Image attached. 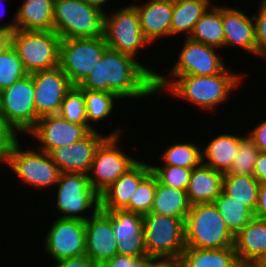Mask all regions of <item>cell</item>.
<instances>
[{
    "label": "cell",
    "instance_id": "cell-1",
    "mask_svg": "<svg viewBox=\"0 0 266 267\" xmlns=\"http://www.w3.org/2000/svg\"><path fill=\"white\" fill-rule=\"evenodd\" d=\"M145 64L131 55L108 48L78 86L82 90L113 93L123 100L151 98L156 96L155 75L158 72Z\"/></svg>",
    "mask_w": 266,
    "mask_h": 267
},
{
    "label": "cell",
    "instance_id": "cell-2",
    "mask_svg": "<svg viewBox=\"0 0 266 267\" xmlns=\"http://www.w3.org/2000/svg\"><path fill=\"white\" fill-rule=\"evenodd\" d=\"M229 66L220 74L215 75H181L165 76L163 73L155 75V92L164 97V90L181 100L187 101L198 109L214 112L220 104L232 98L231 94L239 90L244 73H234ZM231 68V69H230ZM173 80H172V79ZM166 88V89H165ZM164 89V90H163ZM236 89V90H235ZM163 91V94L160 91ZM159 92V93H157Z\"/></svg>",
    "mask_w": 266,
    "mask_h": 267
},
{
    "label": "cell",
    "instance_id": "cell-3",
    "mask_svg": "<svg viewBox=\"0 0 266 267\" xmlns=\"http://www.w3.org/2000/svg\"><path fill=\"white\" fill-rule=\"evenodd\" d=\"M184 231L186 247L222 249L234 246V235L214 203L191 205Z\"/></svg>",
    "mask_w": 266,
    "mask_h": 267
},
{
    "label": "cell",
    "instance_id": "cell-4",
    "mask_svg": "<svg viewBox=\"0 0 266 267\" xmlns=\"http://www.w3.org/2000/svg\"><path fill=\"white\" fill-rule=\"evenodd\" d=\"M104 14L83 0H54L53 30L61 39L103 37Z\"/></svg>",
    "mask_w": 266,
    "mask_h": 267
},
{
    "label": "cell",
    "instance_id": "cell-5",
    "mask_svg": "<svg viewBox=\"0 0 266 267\" xmlns=\"http://www.w3.org/2000/svg\"><path fill=\"white\" fill-rule=\"evenodd\" d=\"M55 187V213H61L57 218L85 222L100 208V196L91 186L88 175L60 173Z\"/></svg>",
    "mask_w": 266,
    "mask_h": 267
},
{
    "label": "cell",
    "instance_id": "cell-6",
    "mask_svg": "<svg viewBox=\"0 0 266 267\" xmlns=\"http://www.w3.org/2000/svg\"><path fill=\"white\" fill-rule=\"evenodd\" d=\"M22 147L19 139L8 154L5 166L11 168L13 175H17L23 186L27 184L30 188L40 191L47 188L50 190L51 187L52 190L61 173L58 166L48 153L36 149L37 147Z\"/></svg>",
    "mask_w": 266,
    "mask_h": 267
},
{
    "label": "cell",
    "instance_id": "cell-7",
    "mask_svg": "<svg viewBox=\"0 0 266 267\" xmlns=\"http://www.w3.org/2000/svg\"><path fill=\"white\" fill-rule=\"evenodd\" d=\"M60 36L53 31L15 29L12 46L28 74L59 66Z\"/></svg>",
    "mask_w": 266,
    "mask_h": 267
},
{
    "label": "cell",
    "instance_id": "cell-8",
    "mask_svg": "<svg viewBox=\"0 0 266 267\" xmlns=\"http://www.w3.org/2000/svg\"><path fill=\"white\" fill-rule=\"evenodd\" d=\"M107 13L104 14L103 37L108 47L138 59L140 50L150 47V43L142 33L135 7L132 4L124 5Z\"/></svg>",
    "mask_w": 266,
    "mask_h": 267
},
{
    "label": "cell",
    "instance_id": "cell-9",
    "mask_svg": "<svg viewBox=\"0 0 266 267\" xmlns=\"http://www.w3.org/2000/svg\"><path fill=\"white\" fill-rule=\"evenodd\" d=\"M104 37L60 40L59 67L73 86H78L95 68L108 49Z\"/></svg>",
    "mask_w": 266,
    "mask_h": 267
},
{
    "label": "cell",
    "instance_id": "cell-10",
    "mask_svg": "<svg viewBox=\"0 0 266 267\" xmlns=\"http://www.w3.org/2000/svg\"><path fill=\"white\" fill-rule=\"evenodd\" d=\"M147 257H180L185 245L184 221L181 218L148 213L143 215Z\"/></svg>",
    "mask_w": 266,
    "mask_h": 267
},
{
    "label": "cell",
    "instance_id": "cell-11",
    "mask_svg": "<svg viewBox=\"0 0 266 267\" xmlns=\"http://www.w3.org/2000/svg\"><path fill=\"white\" fill-rule=\"evenodd\" d=\"M123 136H108L95 153L88 179L99 195L139 161L138 157L135 159L132 154L126 153V149H122Z\"/></svg>",
    "mask_w": 266,
    "mask_h": 267
},
{
    "label": "cell",
    "instance_id": "cell-12",
    "mask_svg": "<svg viewBox=\"0 0 266 267\" xmlns=\"http://www.w3.org/2000/svg\"><path fill=\"white\" fill-rule=\"evenodd\" d=\"M34 97L31 74L0 91V113L18 135H26L37 122Z\"/></svg>",
    "mask_w": 266,
    "mask_h": 267
},
{
    "label": "cell",
    "instance_id": "cell-13",
    "mask_svg": "<svg viewBox=\"0 0 266 267\" xmlns=\"http://www.w3.org/2000/svg\"><path fill=\"white\" fill-rule=\"evenodd\" d=\"M111 130L109 134L101 130L90 131L74 144L53 149L49 155L61 173H82L88 175L95 153L108 136L124 135V128ZM103 133V134H102Z\"/></svg>",
    "mask_w": 266,
    "mask_h": 267
},
{
    "label": "cell",
    "instance_id": "cell-14",
    "mask_svg": "<svg viewBox=\"0 0 266 267\" xmlns=\"http://www.w3.org/2000/svg\"><path fill=\"white\" fill-rule=\"evenodd\" d=\"M47 233L43 234V251L50 255L51 262L84 255L86 252L85 222L57 218L52 220Z\"/></svg>",
    "mask_w": 266,
    "mask_h": 267
},
{
    "label": "cell",
    "instance_id": "cell-15",
    "mask_svg": "<svg viewBox=\"0 0 266 267\" xmlns=\"http://www.w3.org/2000/svg\"><path fill=\"white\" fill-rule=\"evenodd\" d=\"M178 53L177 61L170 68L168 76L181 75H215L222 73L227 67L218 53V48L184 38Z\"/></svg>",
    "mask_w": 266,
    "mask_h": 267
},
{
    "label": "cell",
    "instance_id": "cell-16",
    "mask_svg": "<svg viewBox=\"0 0 266 267\" xmlns=\"http://www.w3.org/2000/svg\"><path fill=\"white\" fill-rule=\"evenodd\" d=\"M90 131L88 125L71 123L55 114L39 118L26 135L36 139V143L31 144L38 146V150L49 154L55 148L83 139Z\"/></svg>",
    "mask_w": 266,
    "mask_h": 267
},
{
    "label": "cell",
    "instance_id": "cell-17",
    "mask_svg": "<svg viewBox=\"0 0 266 267\" xmlns=\"http://www.w3.org/2000/svg\"><path fill=\"white\" fill-rule=\"evenodd\" d=\"M37 120L59 113L66 92L73 86L63 70L55 68L32 73Z\"/></svg>",
    "mask_w": 266,
    "mask_h": 267
},
{
    "label": "cell",
    "instance_id": "cell-18",
    "mask_svg": "<svg viewBox=\"0 0 266 267\" xmlns=\"http://www.w3.org/2000/svg\"><path fill=\"white\" fill-rule=\"evenodd\" d=\"M85 254L97 267L118 255V243L112 227V214L100 208L85 221Z\"/></svg>",
    "mask_w": 266,
    "mask_h": 267
},
{
    "label": "cell",
    "instance_id": "cell-19",
    "mask_svg": "<svg viewBox=\"0 0 266 267\" xmlns=\"http://www.w3.org/2000/svg\"><path fill=\"white\" fill-rule=\"evenodd\" d=\"M118 243V255L134 259L147 257L144 242L143 216L125 209L109 211Z\"/></svg>",
    "mask_w": 266,
    "mask_h": 267
},
{
    "label": "cell",
    "instance_id": "cell-20",
    "mask_svg": "<svg viewBox=\"0 0 266 267\" xmlns=\"http://www.w3.org/2000/svg\"><path fill=\"white\" fill-rule=\"evenodd\" d=\"M139 16L140 27L145 39L154 44L165 37L171 38L173 0H147L131 3Z\"/></svg>",
    "mask_w": 266,
    "mask_h": 267
},
{
    "label": "cell",
    "instance_id": "cell-21",
    "mask_svg": "<svg viewBox=\"0 0 266 267\" xmlns=\"http://www.w3.org/2000/svg\"><path fill=\"white\" fill-rule=\"evenodd\" d=\"M222 5V25L224 31V49L241 48L256 55L255 25L253 17L242 9Z\"/></svg>",
    "mask_w": 266,
    "mask_h": 267
},
{
    "label": "cell",
    "instance_id": "cell-22",
    "mask_svg": "<svg viewBox=\"0 0 266 267\" xmlns=\"http://www.w3.org/2000/svg\"><path fill=\"white\" fill-rule=\"evenodd\" d=\"M142 160L139 159L131 169L121 175L99 195L101 210L124 209L130 203L132 193H134L139 183L151 172L150 164Z\"/></svg>",
    "mask_w": 266,
    "mask_h": 267
},
{
    "label": "cell",
    "instance_id": "cell-23",
    "mask_svg": "<svg viewBox=\"0 0 266 267\" xmlns=\"http://www.w3.org/2000/svg\"><path fill=\"white\" fill-rule=\"evenodd\" d=\"M234 250L244 267H252L266 251V220L253 218L234 236Z\"/></svg>",
    "mask_w": 266,
    "mask_h": 267
},
{
    "label": "cell",
    "instance_id": "cell-24",
    "mask_svg": "<svg viewBox=\"0 0 266 267\" xmlns=\"http://www.w3.org/2000/svg\"><path fill=\"white\" fill-rule=\"evenodd\" d=\"M224 131L202 146V163L212 169L226 173L238 153L240 143L247 137V133H230Z\"/></svg>",
    "mask_w": 266,
    "mask_h": 267
},
{
    "label": "cell",
    "instance_id": "cell-25",
    "mask_svg": "<svg viewBox=\"0 0 266 267\" xmlns=\"http://www.w3.org/2000/svg\"><path fill=\"white\" fill-rule=\"evenodd\" d=\"M223 176L224 173L216 171L203 163L192 169L186 189L190 204L214 203L222 192Z\"/></svg>",
    "mask_w": 266,
    "mask_h": 267
},
{
    "label": "cell",
    "instance_id": "cell-26",
    "mask_svg": "<svg viewBox=\"0 0 266 267\" xmlns=\"http://www.w3.org/2000/svg\"><path fill=\"white\" fill-rule=\"evenodd\" d=\"M15 12L16 29L53 31L54 0H22Z\"/></svg>",
    "mask_w": 266,
    "mask_h": 267
},
{
    "label": "cell",
    "instance_id": "cell-27",
    "mask_svg": "<svg viewBox=\"0 0 266 267\" xmlns=\"http://www.w3.org/2000/svg\"><path fill=\"white\" fill-rule=\"evenodd\" d=\"M180 258L182 267H244L234 247L222 249L186 247Z\"/></svg>",
    "mask_w": 266,
    "mask_h": 267
},
{
    "label": "cell",
    "instance_id": "cell-28",
    "mask_svg": "<svg viewBox=\"0 0 266 267\" xmlns=\"http://www.w3.org/2000/svg\"><path fill=\"white\" fill-rule=\"evenodd\" d=\"M213 0H173L171 38L184 35L188 38L196 22L214 4Z\"/></svg>",
    "mask_w": 266,
    "mask_h": 267
},
{
    "label": "cell",
    "instance_id": "cell-29",
    "mask_svg": "<svg viewBox=\"0 0 266 267\" xmlns=\"http://www.w3.org/2000/svg\"><path fill=\"white\" fill-rule=\"evenodd\" d=\"M188 38L220 50L224 49L222 5L214 3L196 22Z\"/></svg>",
    "mask_w": 266,
    "mask_h": 267
},
{
    "label": "cell",
    "instance_id": "cell-30",
    "mask_svg": "<svg viewBox=\"0 0 266 267\" xmlns=\"http://www.w3.org/2000/svg\"><path fill=\"white\" fill-rule=\"evenodd\" d=\"M190 207L186 190L165 186L157 180L151 213L181 218L185 222Z\"/></svg>",
    "mask_w": 266,
    "mask_h": 267
},
{
    "label": "cell",
    "instance_id": "cell-31",
    "mask_svg": "<svg viewBox=\"0 0 266 267\" xmlns=\"http://www.w3.org/2000/svg\"><path fill=\"white\" fill-rule=\"evenodd\" d=\"M259 186L260 183L252 175L224 173L222 192L255 212Z\"/></svg>",
    "mask_w": 266,
    "mask_h": 267
},
{
    "label": "cell",
    "instance_id": "cell-32",
    "mask_svg": "<svg viewBox=\"0 0 266 267\" xmlns=\"http://www.w3.org/2000/svg\"><path fill=\"white\" fill-rule=\"evenodd\" d=\"M169 142L160 155L161 166H176L194 169L202 163V147L196 142Z\"/></svg>",
    "mask_w": 266,
    "mask_h": 267
},
{
    "label": "cell",
    "instance_id": "cell-33",
    "mask_svg": "<svg viewBox=\"0 0 266 267\" xmlns=\"http://www.w3.org/2000/svg\"><path fill=\"white\" fill-rule=\"evenodd\" d=\"M86 106L87 125L92 131L98 129L97 122H106L111 114L113 115L115 102L121 100L116 94L104 91L83 90ZM108 117V118H107ZM94 123V124H93ZM96 123V124H95Z\"/></svg>",
    "mask_w": 266,
    "mask_h": 267
},
{
    "label": "cell",
    "instance_id": "cell-34",
    "mask_svg": "<svg viewBox=\"0 0 266 267\" xmlns=\"http://www.w3.org/2000/svg\"><path fill=\"white\" fill-rule=\"evenodd\" d=\"M214 204L234 236L254 218V212L248 206L223 192L215 199Z\"/></svg>",
    "mask_w": 266,
    "mask_h": 267
},
{
    "label": "cell",
    "instance_id": "cell-35",
    "mask_svg": "<svg viewBox=\"0 0 266 267\" xmlns=\"http://www.w3.org/2000/svg\"><path fill=\"white\" fill-rule=\"evenodd\" d=\"M157 188V178L150 172L132 193L130 203L124 208L134 213L145 215L151 212L155 192Z\"/></svg>",
    "mask_w": 266,
    "mask_h": 267
},
{
    "label": "cell",
    "instance_id": "cell-36",
    "mask_svg": "<svg viewBox=\"0 0 266 267\" xmlns=\"http://www.w3.org/2000/svg\"><path fill=\"white\" fill-rule=\"evenodd\" d=\"M58 115L71 123L87 125L84 93L79 86H72L66 92Z\"/></svg>",
    "mask_w": 266,
    "mask_h": 267
},
{
    "label": "cell",
    "instance_id": "cell-37",
    "mask_svg": "<svg viewBox=\"0 0 266 267\" xmlns=\"http://www.w3.org/2000/svg\"><path fill=\"white\" fill-rule=\"evenodd\" d=\"M28 75L18 53L11 45L0 53V91Z\"/></svg>",
    "mask_w": 266,
    "mask_h": 267
},
{
    "label": "cell",
    "instance_id": "cell-38",
    "mask_svg": "<svg viewBox=\"0 0 266 267\" xmlns=\"http://www.w3.org/2000/svg\"><path fill=\"white\" fill-rule=\"evenodd\" d=\"M260 150L256 145L246 137L241 143L237 155L230 169L226 172L228 174L236 175H252L255 168V163Z\"/></svg>",
    "mask_w": 266,
    "mask_h": 267
},
{
    "label": "cell",
    "instance_id": "cell-39",
    "mask_svg": "<svg viewBox=\"0 0 266 267\" xmlns=\"http://www.w3.org/2000/svg\"><path fill=\"white\" fill-rule=\"evenodd\" d=\"M151 172L159 183L179 190H186L192 173V169L176 166L150 165Z\"/></svg>",
    "mask_w": 266,
    "mask_h": 267
},
{
    "label": "cell",
    "instance_id": "cell-40",
    "mask_svg": "<svg viewBox=\"0 0 266 267\" xmlns=\"http://www.w3.org/2000/svg\"><path fill=\"white\" fill-rule=\"evenodd\" d=\"M257 13L252 15L255 25L257 56L266 51V0H260Z\"/></svg>",
    "mask_w": 266,
    "mask_h": 267
},
{
    "label": "cell",
    "instance_id": "cell-41",
    "mask_svg": "<svg viewBox=\"0 0 266 267\" xmlns=\"http://www.w3.org/2000/svg\"><path fill=\"white\" fill-rule=\"evenodd\" d=\"M20 139L18 133L0 113V166L5 164L13 145Z\"/></svg>",
    "mask_w": 266,
    "mask_h": 267
},
{
    "label": "cell",
    "instance_id": "cell-42",
    "mask_svg": "<svg viewBox=\"0 0 266 267\" xmlns=\"http://www.w3.org/2000/svg\"><path fill=\"white\" fill-rule=\"evenodd\" d=\"M101 267H149V257L134 259L129 256L116 255Z\"/></svg>",
    "mask_w": 266,
    "mask_h": 267
},
{
    "label": "cell",
    "instance_id": "cell-43",
    "mask_svg": "<svg viewBox=\"0 0 266 267\" xmlns=\"http://www.w3.org/2000/svg\"><path fill=\"white\" fill-rule=\"evenodd\" d=\"M247 131V137L256 145L260 152H266V119Z\"/></svg>",
    "mask_w": 266,
    "mask_h": 267
},
{
    "label": "cell",
    "instance_id": "cell-44",
    "mask_svg": "<svg viewBox=\"0 0 266 267\" xmlns=\"http://www.w3.org/2000/svg\"><path fill=\"white\" fill-rule=\"evenodd\" d=\"M53 263L54 264L50 267H97L86 254L65 258Z\"/></svg>",
    "mask_w": 266,
    "mask_h": 267
},
{
    "label": "cell",
    "instance_id": "cell-45",
    "mask_svg": "<svg viewBox=\"0 0 266 267\" xmlns=\"http://www.w3.org/2000/svg\"><path fill=\"white\" fill-rule=\"evenodd\" d=\"M254 217L266 220V184H260Z\"/></svg>",
    "mask_w": 266,
    "mask_h": 267
},
{
    "label": "cell",
    "instance_id": "cell-46",
    "mask_svg": "<svg viewBox=\"0 0 266 267\" xmlns=\"http://www.w3.org/2000/svg\"><path fill=\"white\" fill-rule=\"evenodd\" d=\"M149 267H182L180 257H149Z\"/></svg>",
    "mask_w": 266,
    "mask_h": 267
},
{
    "label": "cell",
    "instance_id": "cell-47",
    "mask_svg": "<svg viewBox=\"0 0 266 267\" xmlns=\"http://www.w3.org/2000/svg\"><path fill=\"white\" fill-rule=\"evenodd\" d=\"M253 176L260 184H266V152H260L253 172Z\"/></svg>",
    "mask_w": 266,
    "mask_h": 267
},
{
    "label": "cell",
    "instance_id": "cell-48",
    "mask_svg": "<svg viewBox=\"0 0 266 267\" xmlns=\"http://www.w3.org/2000/svg\"><path fill=\"white\" fill-rule=\"evenodd\" d=\"M12 33V30L0 26V53L12 45Z\"/></svg>",
    "mask_w": 266,
    "mask_h": 267
},
{
    "label": "cell",
    "instance_id": "cell-49",
    "mask_svg": "<svg viewBox=\"0 0 266 267\" xmlns=\"http://www.w3.org/2000/svg\"><path fill=\"white\" fill-rule=\"evenodd\" d=\"M84 2L94 5L98 8H101L102 10H104L106 12V8L104 9V5L106 6L108 4V2H110L111 0H83Z\"/></svg>",
    "mask_w": 266,
    "mask_h": 267
},
{
    "label": "cell",
    "instance_id": "cell-50",
    "mask_svg": "<svg viewBox=\"0 0 266 267\" xmlns=\"http://www.w3.org/2000/svg\"><path fill=\"white\" fill-rule=\"evenodd\" d=\"M3 0H0V4H1V2H2ZM6 1V0H5ZM4 6V11L3 12H6L5 10V5H3ZM5 14V13H4ZM14 18H12V23L11 22H7V23H0V26H3V27H5V28H8V29H10V30H12V31H14L15 29H16V22H15V13H14Z\"/></svg>",
    "mask_w": 266,
    "mask_h": 267
},
{
    "label": "cell",
    "instance_id": "cell-51",
    "mask_svg": "<svg viewBox=\"0 0 266 267\" xmlns=\"http://www.w3.org/2000/svg\"><path fill=\"white\" fill-rule=\"evenodd\" d=\"M252 267H266V251Z\"/></svg>",
    "mask_w": 266,
    "mask_h": 267
},
{
    "label": "cell",
    "instance_id": "cell-52",
    "mask_svg": "<svg viewBox=\"0 0 266 267\" xmlns=\"http://www.w3.org/2000/svg\"><path fill=\"white\" fill-rule=\"evenodd\" d=\"M260 58L266 63V51L260 56Z\"/></svg>",
    "mask_w": 266,
    "mask_h": 267
}]
</instances>
